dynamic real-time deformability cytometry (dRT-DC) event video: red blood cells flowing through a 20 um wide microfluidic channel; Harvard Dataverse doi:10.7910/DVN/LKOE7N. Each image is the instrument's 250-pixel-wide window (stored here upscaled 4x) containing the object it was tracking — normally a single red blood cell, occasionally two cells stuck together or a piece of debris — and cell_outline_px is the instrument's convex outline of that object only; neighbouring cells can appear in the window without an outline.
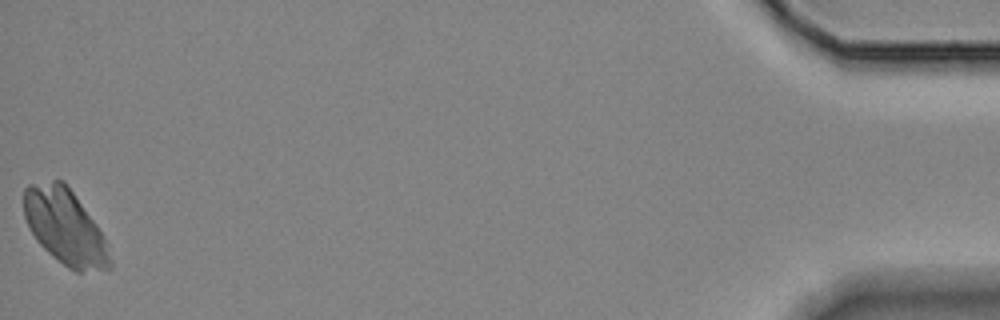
{"species": "Egyptian fruit bat (a non-hibernating species)", "species_latin": "Rousettus aegyptiacus", "temperature_condition": "room temperature", "stored_images_in_passage": 42, "camera_frame_rate_fps": 3000, "um_per_image_px": 0.085, "animal": {"sex": "female"}, "frame": {"image": 1, "passage_image": 42, "time_ms": 13.667, "image_size_px": [1000, 320], "cell_outline_px": [[112, 268], [84, 272], [76, 272], [68, 268], [52, 256], [36, 240], [24, 216], [24, 188], [28, 184], [52, 180], [64, 180], [96, 224], [108, 244], [112, 260]], "centroid_in_image_um": [5.54, 19.29], "position_along_channel_um": 429.7, "area_um2": 37.86}}